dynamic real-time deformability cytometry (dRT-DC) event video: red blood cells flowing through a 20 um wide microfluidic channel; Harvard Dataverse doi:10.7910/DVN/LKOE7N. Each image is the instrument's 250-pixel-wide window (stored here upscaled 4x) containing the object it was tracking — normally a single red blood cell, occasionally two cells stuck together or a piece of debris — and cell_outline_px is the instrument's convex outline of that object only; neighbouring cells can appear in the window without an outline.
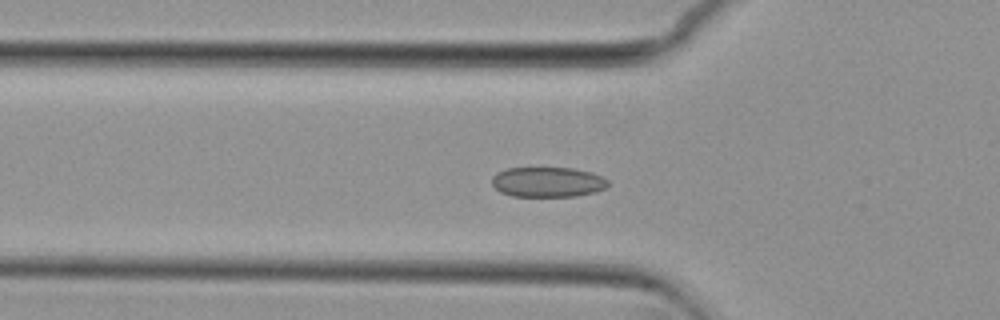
{"species": "common noctule bat (a hibernating species)", "species_latin": "Nyctalus noctula", "temperature_condition": "cold", "stored_images_in_passage": 52, "camera_frame_rate_fps": 3000, "um_per_image_px": 0.085, "animal": {"sex": "female", "body_mass_g": 29.2, "forearm_length_mm": 56.3}, "frame": {"image": 1, "passage_image": 15, "time_ms": 4.667, "image_size_px": [1000, 320], "cell_outline_px": [[608, 184], [604, 188], [596, 192], [576, 196], [512, 196], [500, 192], [492, 184], [492, 176], [496, 172], [508, 168], [572, 168], [592, 172], [604, 176], [608, 180]], "centroid_in_image_um": [46.56, 15.47], "position_along_channel_um": 79.2, "area_um2": 20.46}}
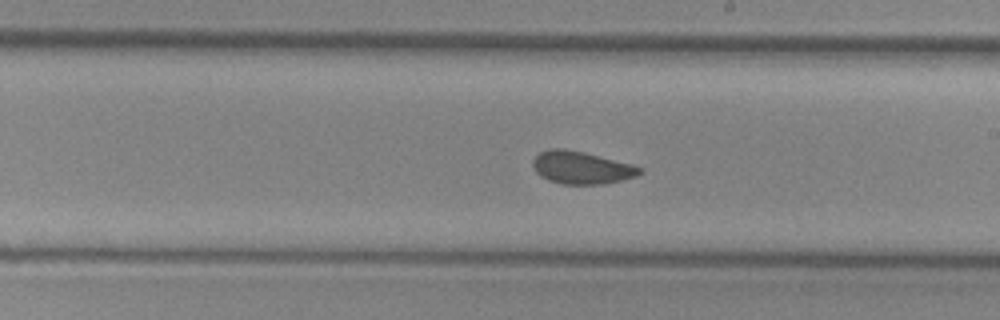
{"frame": {"image": 2, "passage_image": 28, "time_ms": 9.0, "image_size_px": [1000, 320], "cell_outline_px": [[644, 172], [636, 176], [604, 184], [560, 184], [548, 180], [540, 176], [536, 172], [532, 164], [532, 160], [540, 152], [552, 148], [564, 148], [584, 152], [632, 164], [644, 168]], "centroid_in_image_um": [49.43, 14.25], "position_along_channel_um": 239.6, "area_um2": 20.4}}
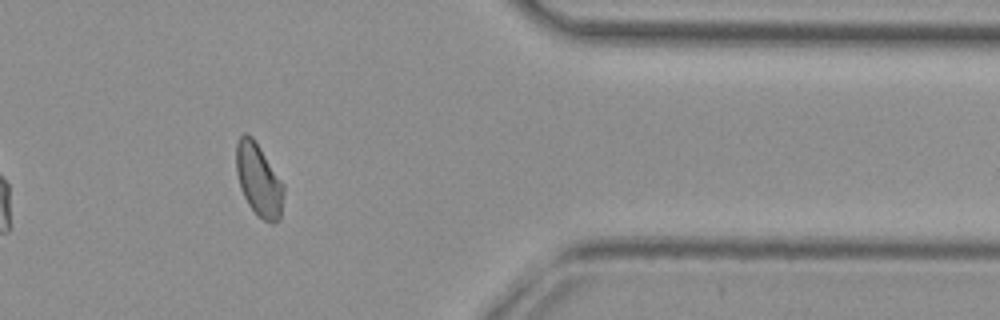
{"frame": {"image": 3, "passage_image": 42, "time_ms": 13.667, "image_size_px": [1000, 320], "cell_outline_px": [[284, 192], [280, 220], [272, 224], [256, 216], [248, 204], [240, 188], [236, 172], [236, 144], [240, 136], [244, 132], [248, 132], [252, 136], [284, 184]], "centroid_in_image_um": [21.99, 15.31], "position_along_channel_um": 389.4, "area_um2": 20.29}, "authors_computed_cell_mechanics": {"area_um2": 20.4901, "velocity_mm_per_s": 3.6909, "shape_relaxation_time_tau1_ms": null, "shape_relaxation_time_tau2_ms": 1.7983, "deformation_change_tau1": null, "deformation_change_tau2": 0.066}}